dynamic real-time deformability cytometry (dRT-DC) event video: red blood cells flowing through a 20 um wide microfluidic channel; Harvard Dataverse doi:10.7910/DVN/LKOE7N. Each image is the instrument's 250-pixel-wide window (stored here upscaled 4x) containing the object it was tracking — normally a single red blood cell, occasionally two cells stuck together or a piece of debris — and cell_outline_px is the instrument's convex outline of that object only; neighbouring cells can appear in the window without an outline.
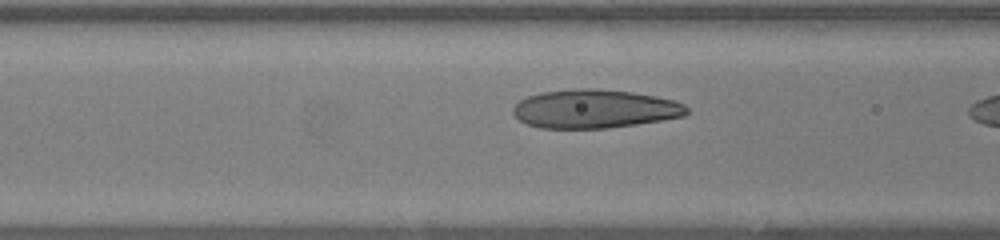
{"species": "human", "species_latin": "Homo sapiens", "temperature_condition": "warm", "stored_images_in_passage": 8, "camera_frame_rate_fps": 3000, "um_per_image_px": 0.085, "donor": {"sex": "female"}, "frame": {"image": 1, "passage_image": 6, "time_ms": 1.667, "image_size_px": [1000, 240], "cell_outline_px": [[688, 112], [684, 116], [636, 124], [608, 128], [540, 128], [528, 124], [520, 120], [512, 112], [512, 108], [520, 100], [528, 96], [544, 92], [580, 88], [596, 88], [632, 92], [656, 96], [672, 100], [684, 104], [688, 108]], "centroid_in_image_um": [50.54, 9.25], "position_along_channel_um": 116.1, "area_um2": 38.9}}